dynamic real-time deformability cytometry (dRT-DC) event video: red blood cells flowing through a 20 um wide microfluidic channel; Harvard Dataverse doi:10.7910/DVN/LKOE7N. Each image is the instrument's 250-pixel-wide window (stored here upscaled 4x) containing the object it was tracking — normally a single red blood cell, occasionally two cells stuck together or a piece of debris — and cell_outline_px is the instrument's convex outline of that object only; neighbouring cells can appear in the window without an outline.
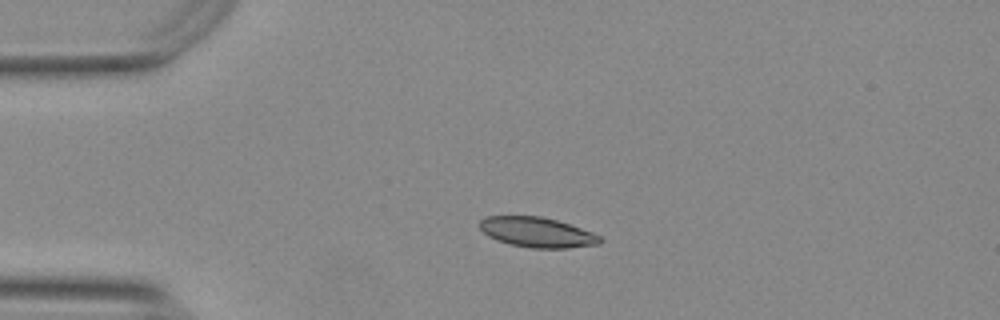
{"species": "Egyptian fruit bat (a non-hibernating species)", "species_latin": "Rousettus aegyptiacus", "temperature_condition": "warm", "stored_images_in_passage": 42, "camera_frame_rate_fps": 3000, "um_per_image_px": 0.085, "animal": {"sex": "female"}, "frame": {"image": 1, "passage_image": 1, "time_ms": 0.0, "image_size_px": [1000, 320], "cell_outline_px": [[604, 240], [600, 244], [568, 248], [532, 248], [508, 244], [496, 240], [488, 236], [480, 228], [480, 220], [484, 216], [540, 216], [556, 220], [592, 232], [600, 236]], "centroid_in_image_um": [45.65, 19.75], "position_along_channel_um": 39.4, "area_um2": 21.1}}
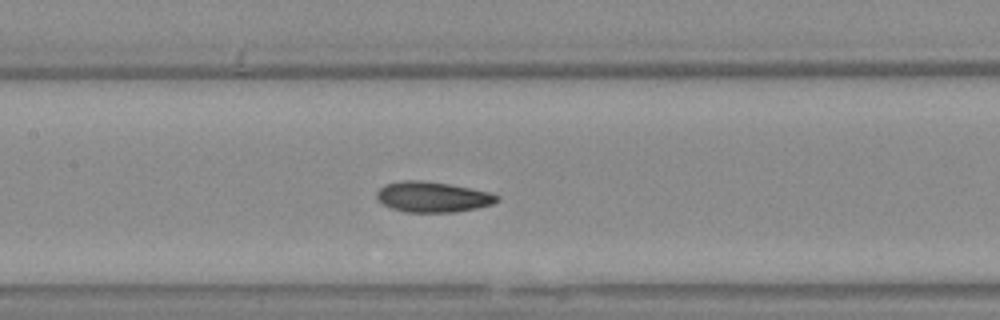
{"frame": {"image": 2, "passage_image": 14, "time_ms": 4.333, "image_size_px": [1000, 320], "cell_outline_px": [[500, 200], [492, 204], [476, 208], [452, 212], [408, 212], [392, 208], [384, 204], [376, 196], [376, 192], [384, 184], [404, 180], [420, 180], [448, 184], [488, 192], [500, 196]], "centroid_in_image_um": [36.77, 16.73], "position_along_channel_um": 170.6, "area_um2": 21.1}}
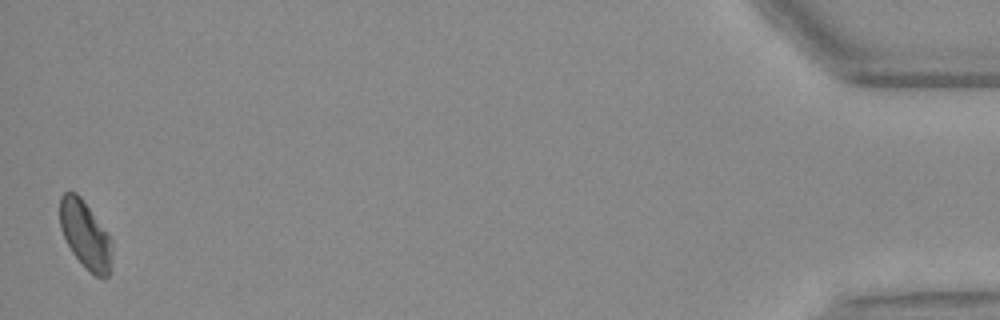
{"frame": {"image": 3, "passage_image": 42, "time_ms": 13.667, "image_size_px": [1000, 320], "cell_outline_px": [[112, 252], [108, 276], [104, 280], [96, 276], [72, 252], [60, 228], [60, 196], [64, 192], [76, 192], [80, 196], [112, 240]], "centroid_in_image_um": [7.25, 19.94], "position_along_channel_um": 427.9, "area_um2": 20.06}, "authors_computed_cell_mechanics": {"area_um2": 21.097, "velocity_mm_per_s": 3.7569, "shape_relaxation_time_tau1_ms": 9.9461, "shape_relaxation_time_tau2_ms": 3.2116, "deformation_change_tau1": 0.1726, "deformation_change_tau2": 0.0652}}